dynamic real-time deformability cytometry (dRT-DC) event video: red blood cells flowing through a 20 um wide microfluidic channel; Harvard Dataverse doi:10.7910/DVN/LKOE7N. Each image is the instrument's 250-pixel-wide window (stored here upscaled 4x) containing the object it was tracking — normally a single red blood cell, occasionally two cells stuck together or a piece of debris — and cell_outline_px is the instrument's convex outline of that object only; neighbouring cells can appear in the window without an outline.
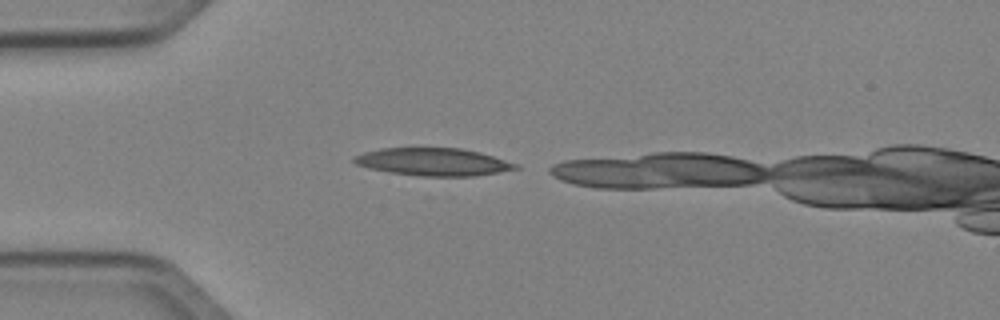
{"species": "Egyptian fruit bat (a non-hibernating species)", "species_latin": "Rousettus aegyptiacus", "temperature_condition": "cold", "stored_images_in_passage": 9, "camera_frame_rate_fps": 3000, "um_per_image_px": 0.085, "animal": {"sex": "female"}, "frame": {"image": 1, "passage_image": 1, "time_ms": 0.0, "image_size_px": [1000, 320], "cell_outline_px": [[520, 168], [472, 176], [416, 176], [388, 172], [368, 168], [356, 164], [352, 160], [352, 156], [364, 152], [380, 148], [460, 148], [480, 152], [520, 164]], "centroid_in_image_um": [36.8, 13.76], "position_along_channel_um": 48.2, "area_um2": 26.13}}
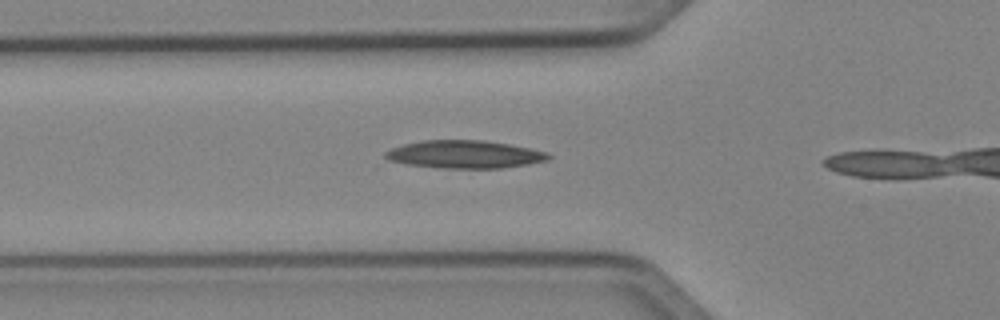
{"frame": {"image": 2, "passage_image": 5, "time_ms": 1.333, "image_size_px": [1000, 320], "cell_outline_px": [[552, 156], [548, 160], [528, 164], [500, 168], [440, 168], [408, 164], [388, 160], [384, 156], [384, 152], [392, 148], [404, 144], [420, 140], [484, 140], [532, 148], [548, 152]], "centroid_in_image_um": [39.51, 13.11], "position_along_channel_um": 86.3, "area_um2": 26.53}}
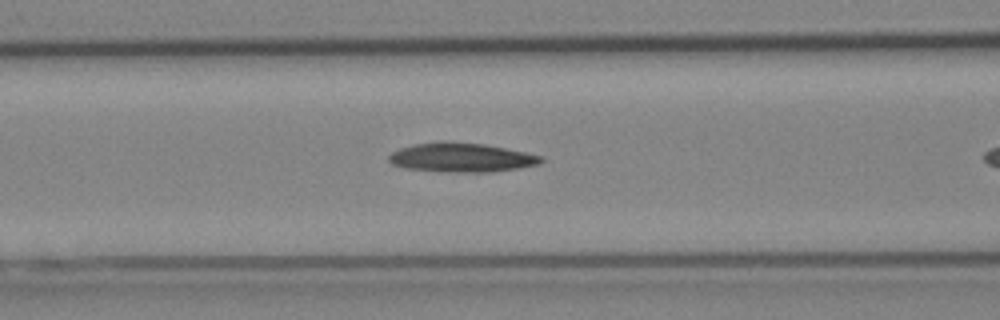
{"frame": {"image": 3, "passage_image": 8, "time_ms": 2.333, "image_size_px": [1000, 320], "cell_outline_px": [[544, 160], [540, 164], [520, 168], [492, 172], [452, 172], [404, 168], [392, 164], [388, 160], [388, 156], [392, 152], [400, 148], [412, 144], [440, 140], [448, 140], [484, 144], [544, 156]], "centroid_in_image_um": [39.21, 13.37], "position_along_channel_um": 127.4, "area_um2": 26.24}}